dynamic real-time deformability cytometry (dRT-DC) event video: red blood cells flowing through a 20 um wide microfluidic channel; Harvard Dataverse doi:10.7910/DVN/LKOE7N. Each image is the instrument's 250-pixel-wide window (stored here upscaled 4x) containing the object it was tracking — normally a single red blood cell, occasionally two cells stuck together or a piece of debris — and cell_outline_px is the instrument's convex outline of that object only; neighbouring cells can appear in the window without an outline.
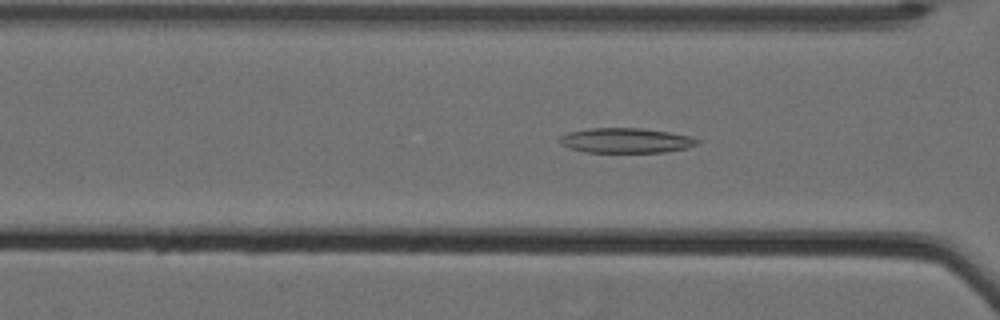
{"species": "Egyptian fruit bat (a non-hibernating species)", "species_latin": "Rousettus aegyptiacus", "temperature_condition": "cold", "stored_images_in_passage": 61, "camera_frame_rate_fps": 3000, "um_per_image_px": 0.085, "animal": {"sex": "female"}, "frame": {"image": 1, "passage_image": 29, "time_ms": 9.333, "image_size_px": [1000, 320], "cell_outline_px": [[700, 144], [688, 148], [664, 152], [584, 152], [568, 148], [560, 144], [556, 140], [560, 136], [568, 132], [592, 128], [640, 128], [668, 132], [688, 136], [700, 140]], "centroid_in_image_um": [53.16, 11.95], "position_along_channel_um": 113.4, "area_um2": 20.11}}
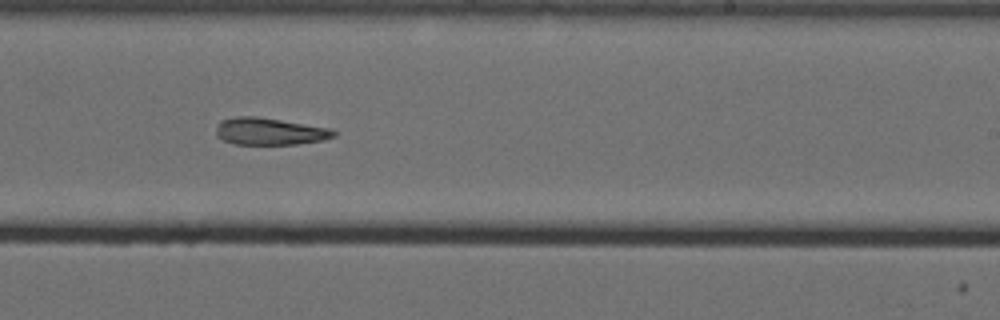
{"frame": {"image": 2, "passage_image": 42, "time_ms": 13.667, "image_size_px": [1000, 320], "cell_outline_px": [[336, 136], [324, 140], [296, 144], [236, 144], [224, 140], [216, 136], [216, 124], [220, 120], [236, 116], [252, 116], [280, 120], [328, 128], [336, 132]], "centroid_in_image_um": [22.88, 11.17], "position_along_channel_um": 266.1, "area_um2": 18.44}}
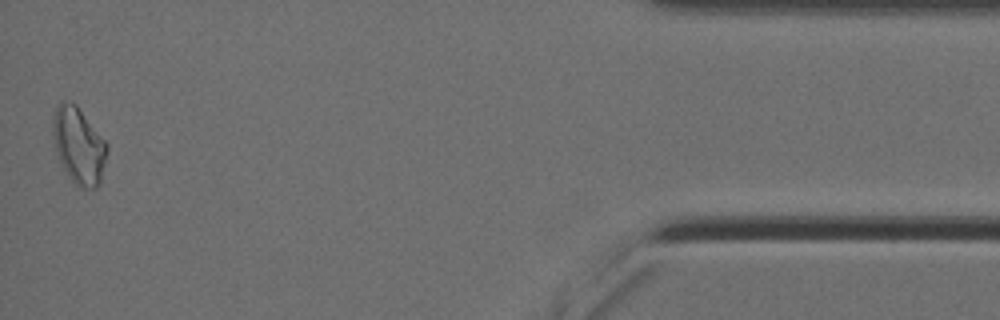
{"frame": {"image": 3, "passage_image": 61, "time_ms": 20.0, "image_size_px": [1000, 320], "cell_outline_px": [[108, 152], [100, 184], [96, 188], [84, 188], [76, 184], [68, 176], [56, 152], [52, 132], [52, 116], [56, 104], [60, 100], [64, 100], [76, 104], [108, 144]], "centroid_in_image_um": [6.69, 12.34], "position_along_channel_um": 428.5, "area_um2": 24.33}}